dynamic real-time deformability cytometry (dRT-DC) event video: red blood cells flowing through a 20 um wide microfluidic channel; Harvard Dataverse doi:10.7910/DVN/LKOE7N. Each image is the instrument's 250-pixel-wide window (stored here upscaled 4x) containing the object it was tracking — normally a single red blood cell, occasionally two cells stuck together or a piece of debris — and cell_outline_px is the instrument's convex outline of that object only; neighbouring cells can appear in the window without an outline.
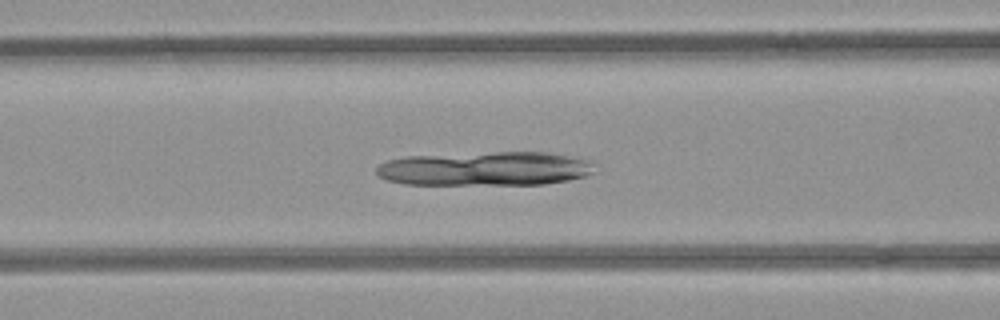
{"species": "common noctule bat (a hibernating species)", "species_latin": "Nyctalus noctula", "temperature_condition": "room temperature", "stored_images_in_passage": 37, "camera_frame_rate_fps": 3000, "um_per_image_px": 0.085, "animal": {"sex": "female", "body_mass_g": 21.9}, "frame": {"image": 1, "passage_image": 12, "time_ms": 3.667, "image_size_px": [1000, 320], "cell_outline_px": [[592, 172], [584, 176], [568, 180], [544, 184], [404, 184], [388, 180], [380, 176], [376, 172], [376, 168], [380, 164], [388, 160], [404, 156], [496, 152], [548, 152], [592, 160]], "centroid_in_image_um": [41.23, 14.33], "position_along_channel_um": 125.4, "area_um2": 43.18}}
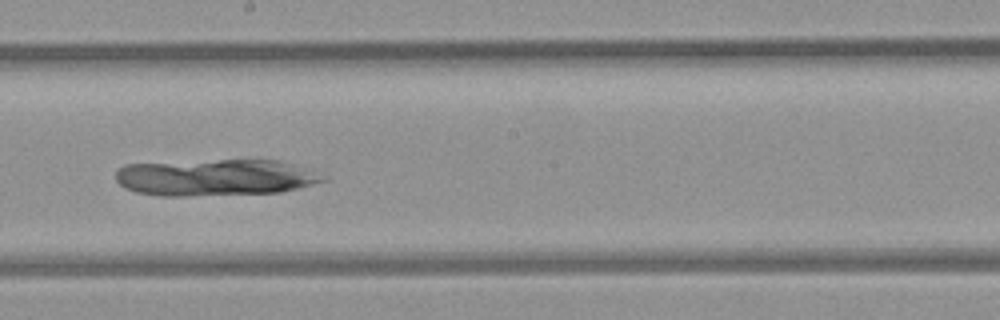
{"frame": {"image": 2, "passage_image": 20, "time_ms": 6.333, "image_size_px": [1000, 320], "cell_outline_px": [[328, 180], [280, 192], [184, 196], [160, 196], [136, 192], [124, 188], [116, 180], [116, 172], [124, 164], [220, 160], [280, 160]], "centroid_in_image_um": [18.16, 15.09], "position_along_channel_um": 230.0, "area_um2": 43.41}}